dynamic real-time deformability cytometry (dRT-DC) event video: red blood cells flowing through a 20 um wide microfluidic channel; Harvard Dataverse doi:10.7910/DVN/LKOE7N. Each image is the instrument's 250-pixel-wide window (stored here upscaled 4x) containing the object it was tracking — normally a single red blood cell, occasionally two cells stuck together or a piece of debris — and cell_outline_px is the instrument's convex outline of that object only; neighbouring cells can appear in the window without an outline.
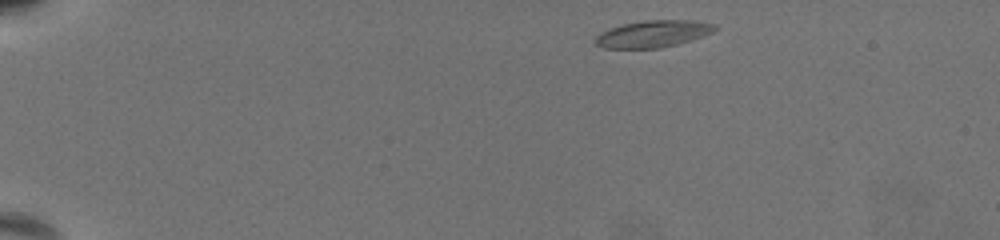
{"species": "common noctule bat (a hibernating species)", "species_latin": "Nyctalus noctula", "temperature_condition": "warm", "stored_images_in_passage": 57, "camera_frame_rate_fps": 3000, "um_per_image_px": 0.085, "animal": {"sex": "female", "body_mass_g": 19.5, "forearm_length_mm": 54.1}, "frame": {"image": 1, "passage_image": 1, "time_ms": 0.0, "image_size_px": [1000, 240], "cell_outline_px": [[720, 28], [704, 36], [676, 44], [660, 48], [604, 48], [596, 44], [592, 40], [600, 32], [624, 24], [644, 20], [692, 20], [716, 24]], "centroid_in_image_um": [55.53, 2.87], "position_along_channel_um": 29.5, "area_um2": 18.79}}
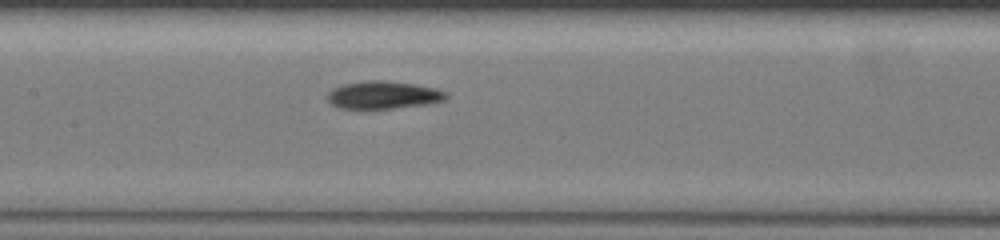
{"frame": {"image": 2, "passage_image": 25, "time_ms": 8.0, "image_size_px": [1000, 240], "cell_outline_px": [[448, 96], [444, 100], [424, 104], [392, 108], [336, 108], [328, 100], [328, 92], [332, 88], [344, 84], [364, 80], [384, 80], [416, 84], [436, 88], [444, 92]], "centroid_in_image_um": [32.54, 8.06], "position_along_channel_um": 174.9, "area_um2": 19.02}}
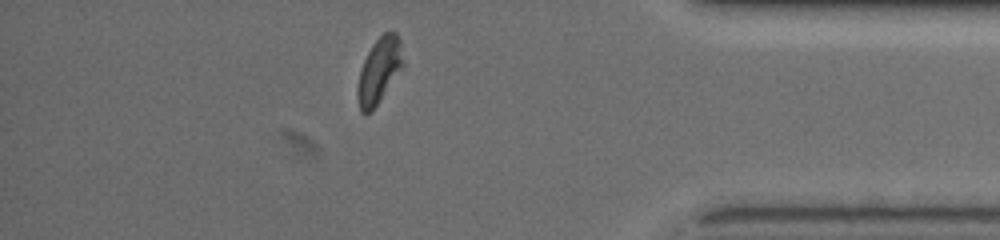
{"frame": {"image": 3, "passage_image": 49, "time_ms": 16.0, "image_size_px": [1000, 240], "cell_outline_px": [[404, 68], [372, 112], [364, 116], [360, 112], [356, 92], [356, 88], [360, 72], [364, 60], [372, 44], [384, 32], [396, 32], [400, 40], [404, 64]], "centroid_in_image_um": [32.23, 6.06], "position_along_channel_um": 403.0, "area_um2": 17.8}, "authors_computed_cell_mechanics": {"area_um2": 18.6116, "velocity_mm_per_s": 3.143, "shape_relaxation_time_tau1_ms": 5.5405, "shape_relaxation_time_tau2_ms": 4.1116, "deformation_change_tau1": 0.1706, "deformation_change_tau2": 0.1054}}